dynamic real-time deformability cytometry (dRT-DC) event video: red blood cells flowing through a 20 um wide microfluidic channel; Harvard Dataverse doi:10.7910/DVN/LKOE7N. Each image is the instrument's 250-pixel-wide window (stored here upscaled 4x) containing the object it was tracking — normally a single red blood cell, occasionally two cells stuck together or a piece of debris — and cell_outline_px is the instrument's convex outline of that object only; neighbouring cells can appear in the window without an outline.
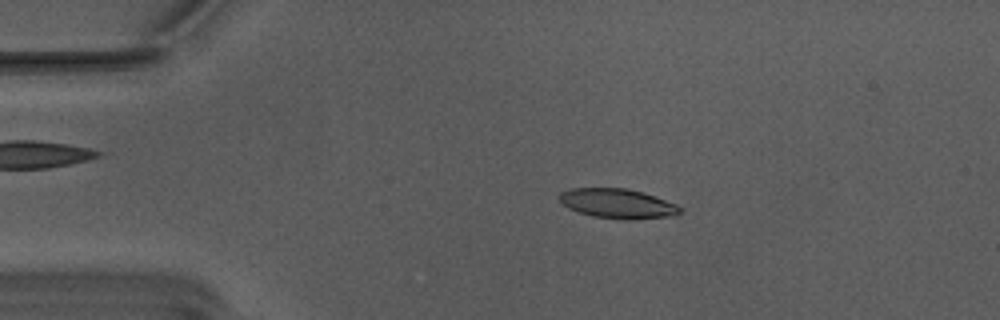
{"species": "Egyptian fruit bat (a non-hibernating species)", "species_latin": "Rousettus aegyptiacus", "temperature_condition": "warm", "stored_images_in_passage": 53, "camera_frame_rate_fps": 3000, "um_per_image_px": 0.085, "animal": {"sex": "male"}, "frame": {"image": 1, "passage_image": 10, "time_ms": 3.0, "image_size_px": [1000, 320], "cell_outline_px": [[684, 208], [680, 212], [672, 216], [628, 220], [624, 220], [592, 216], [568, 208], [560, 200], [560, 192], [572, 188], [628, 188], [676, 204]], "centroid_in_image_um": [52.5, 17.31], "position_along_channel_um": 32.5, "area_um2": 20.63}}
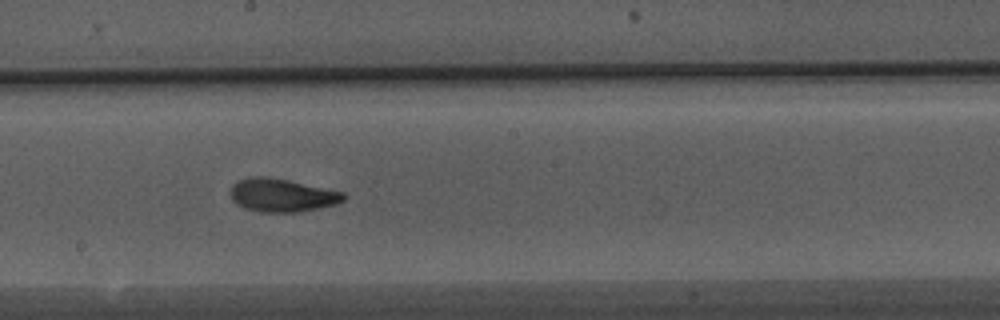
{"frame": {"image": 2, "passage_image": 29, "time_ms": 9.333, "image_size_px": [1000, 320], "cell_outline_px": [[344, 200], [336, 204], [296, 212], [260, 212], [244, 208], [236, 204], [232, 200], [228, 192], [232, 184], [236, 180], [248, 176], [264, 176], [288, 180], [344, 192]], "centroid_in_image_um": [23.87, 16.58], "position_along_channel_um": 224.3, "area_um2": 22.02}}
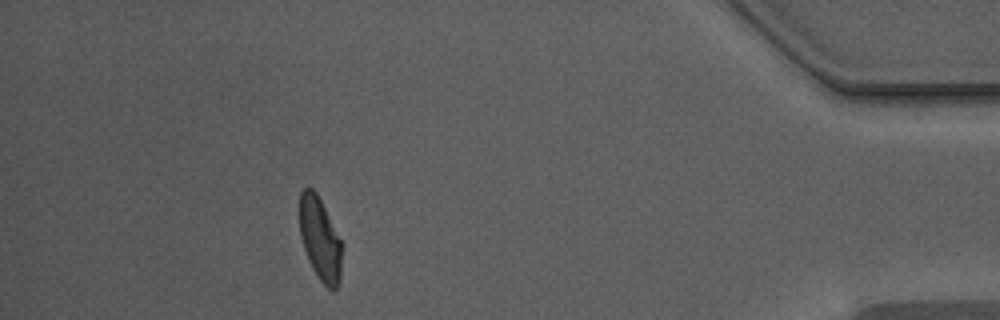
{"frame": {"image": 3, "passage_image": 48, "time_ms": 15.667, "image_size_px": [1000, 320], "cell_outline_px": [[340, 280], [336, 288], [328, 288], [320, 280], [312, 268], [304, 248], [300, 236], [300, 192], [304, 188], [312, 188], [316, 192], [340, 240]], "centroid_in_image_um": [27.17, 20.31], "position_along_channel_um": 408.0, "area_um2": 19.71}, "authors_computed_cell_mechanics": {"area_um2": 21.097, "velocity_mm_per_s": 3.7896, "shape_relaxation_time_tau1_ms": 4.2965, "shape_relaxation_time_tau2_ms": 1.2385, "deformation_change_tau1": 0.1752, "deformation_change_tau2": 0.0762}}